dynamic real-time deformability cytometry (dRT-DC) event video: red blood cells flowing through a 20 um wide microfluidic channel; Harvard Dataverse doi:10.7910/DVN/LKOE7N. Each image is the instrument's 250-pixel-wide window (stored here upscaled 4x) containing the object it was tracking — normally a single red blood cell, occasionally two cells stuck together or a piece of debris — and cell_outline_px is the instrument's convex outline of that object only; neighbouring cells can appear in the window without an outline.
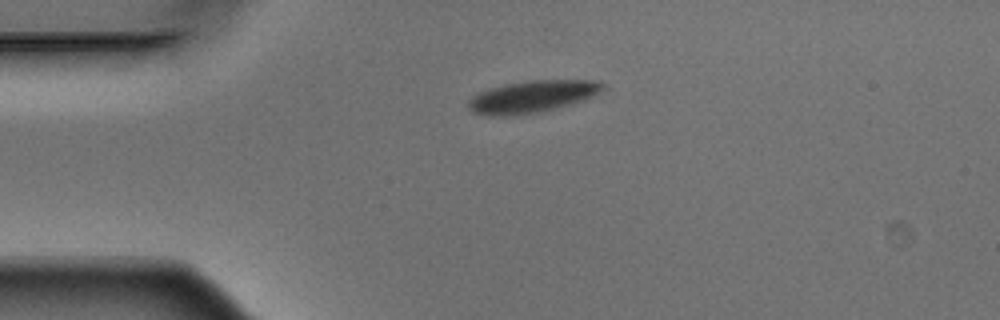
{"species": "Egyptian fruit bat (a non-hibernating species)", "species_latin": "Rousettus aegyptiacus", "temperature_condition": "warm", "stored_images_in_passage": 4, "camera_frame_rate_fps": 3000, "um_per_image_px": 0.085, "animal": {"sex": "male"}, "frame": {"image": 1, "passage_image": 1, "time_ms": 0.0, "image_size_px": [1000, 320], "cell_outline_px": [[608, 88], [584, 100], [552, 108], [532, 112], [500, 116], [488, 116], [472, 112], [468, 108], [468, 100], [472, 96], [480, 92], [504, 84], [528, 80], [592, 80], [604, 84]], "centroid_in_image_um": [45.23, 8.19], "position_along_channel_um": 39.8, "area_um2": 24.68}}
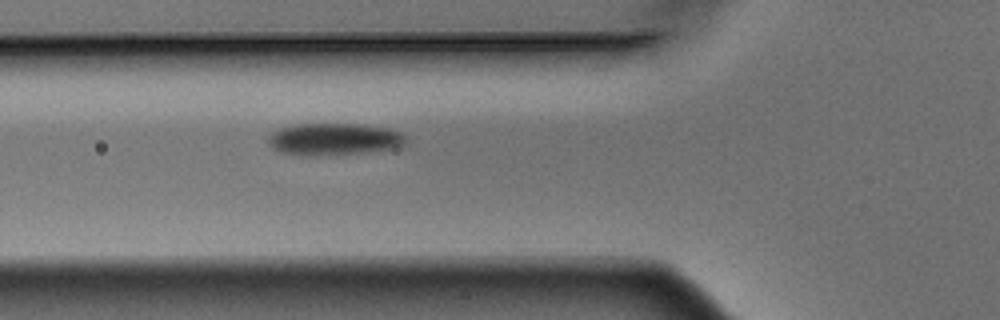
{"frame": {"image": 2, "passage_image": 3, "time_ms": 0.667, "image_size_px": [1000, 320], "cell_outline_px": [[404, 144], [396, 148], [364, 152], [280, 152], [268, 144], [268, 140], [272, 132], [284, 128], [304, 124], [352, 124], [384, 128], [400, 132], [404, 136]], "centroid_in_image_um": [28.44, 11.78], "position_along_channel_um": 97.4, "area_um2": 23.76}}